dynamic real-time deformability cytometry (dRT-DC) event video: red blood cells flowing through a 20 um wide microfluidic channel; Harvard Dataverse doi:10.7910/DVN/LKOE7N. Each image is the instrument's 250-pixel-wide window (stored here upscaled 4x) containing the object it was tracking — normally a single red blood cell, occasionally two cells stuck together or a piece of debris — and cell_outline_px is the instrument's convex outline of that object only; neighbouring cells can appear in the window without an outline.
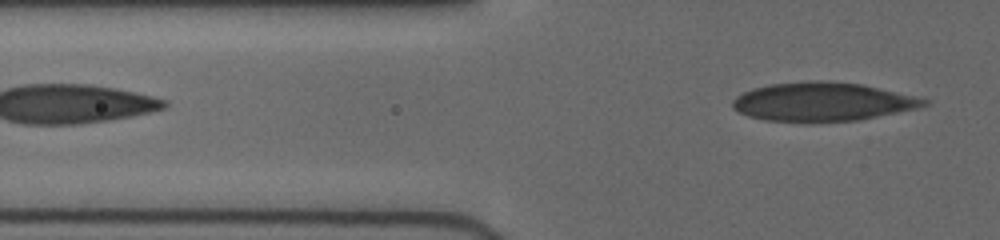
{"species": "human", "species_latin": "Homo sapiens", "temperature_condition": "cold", "stored_images_in_passage": 5, "segment_of_instrument_passage": [2, 2], "camera_frame_rate_fps": 3000, "um_per_image_px": 0.085, "donor": {"sex": "female"}, "frame": {"image": 1, "passage_image": 5, "time_ms": 2.333, "image_size_px": [1000, 240], "cell_outline_px": [[932, 104], [916, 108], [860, 120], [808, 124], [804, 124], [764, 120], [748, 116], [732, 108], [732, 100], [736, 96], [752, 88], [768, 84], [804, 80], [832, 80], [864, 84], [932, 100]], "centroid_in_image_um": [69.91, 8.66], "position_along_channel_um": 55.9, "area_um2": 44.56}}